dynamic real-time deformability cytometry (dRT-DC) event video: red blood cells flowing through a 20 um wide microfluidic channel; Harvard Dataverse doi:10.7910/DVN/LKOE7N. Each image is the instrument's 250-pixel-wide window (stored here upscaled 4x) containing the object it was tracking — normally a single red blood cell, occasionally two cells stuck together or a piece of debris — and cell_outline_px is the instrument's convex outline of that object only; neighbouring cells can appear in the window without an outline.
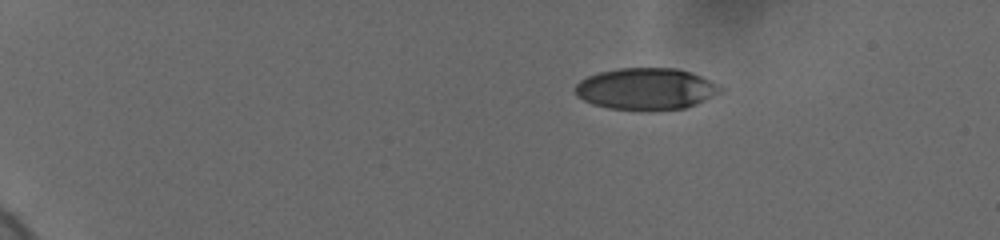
{"species": "human", "species_latin": "Homo sapiens", "temperature_condition": "cold", "stored_images_in_passage": 12, "camera_frame_rate_fps": 3000, "um_per_image_px": 0.085, "donor": {"sex": "female"}, "frame": {"image": 1, "passage_image": 1, "time_ms": 0.0, "image_size_px": [1000, 240], "cell_outline_px": [[724, 92], [696, 104], [684, 108], [648, 112], [608, 108], [592, 104], [576, 96], [572, 88], [580, 80], [588, 76], [600, 72], [620, 68], [676, 68], [692, 72], [724, 88]], "centroid_in_image_um": [54.9, 7.58], "position_along_channel_um": 30.1, "area_um2": 35.89}}
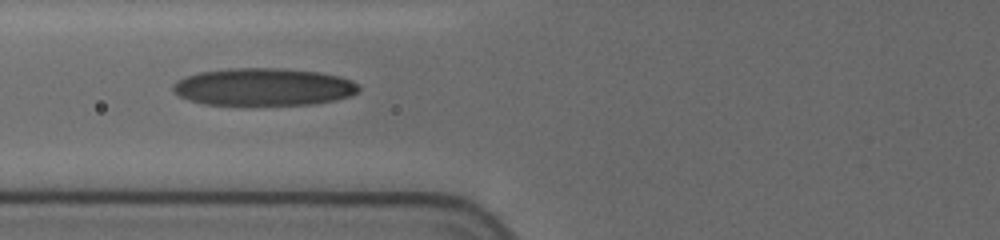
{"frame": {"image": 2, "passage_image": 9, "time_ms": 5.0, "image_size_px": [1000, 240], "cell_outline_px": [[360, 92], [352, 96], [336, 100], [312, 104], [204, 104], [188, 100], [172, 92], [172, 84], [176, 80], [184, 76], [200, 72], [228, 68], [284, 68], [320, 72], [340, 76], [356, 84], [360, 88]], "centroid_in_image_um": [22.38, 7.38], "position_along_channel_um": 103.4, "area_um2": 40.75}}
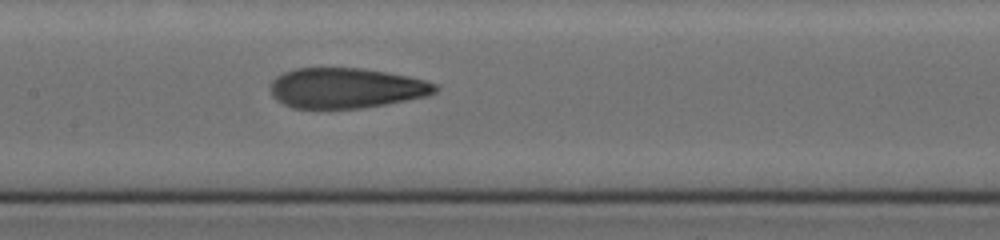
{"frame": {"image": 3, "passage_image": 12, "time_ms": 7.0, "image_size_px": [1000, 240], "cell_outline_px": [[440, 88], [436, 92], [428, 96], [384, 104], [360, 108], [292, 108], [276, 100], [272, 96], [272, 80], [276, 76], [284, 72], [296, 68], [360, 68], [388, 72], [408, 76], [424, 80], [436, 84]], "centroid_in_image_um": [29.43, 7.48], "position_along_channel_um": 178.0, "area_um2": 38.61}}